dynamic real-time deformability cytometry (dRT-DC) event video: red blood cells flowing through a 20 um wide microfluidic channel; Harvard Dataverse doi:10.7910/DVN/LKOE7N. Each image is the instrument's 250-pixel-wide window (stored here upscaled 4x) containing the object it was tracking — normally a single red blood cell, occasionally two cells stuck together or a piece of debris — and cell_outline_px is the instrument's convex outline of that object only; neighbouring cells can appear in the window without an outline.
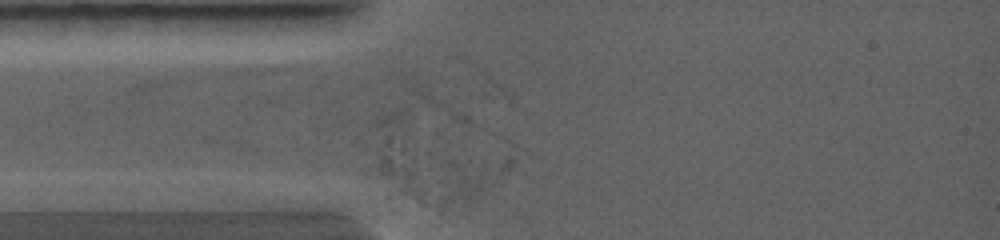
{"species": "common noctule bat (a hibernating species)", "species_latin": "Nyctalus noctula", "temperature_condition": "warm", "stored_images_in_passage": 29, "camera_frame_rate_fps": 5000, "um_per_image_px": 0.085, "animal": {"sex": "female", "body_mass_g": 19.0, "forearm_length_mm": 56.7}, "frame": {"image": 1, "passage_image": 2, "time_ms": 0.4, "image_size_px": [1000, 240], "cell_outline_px": [[480, 188], [468, 196], [440, 212], [420, 204], [372, 168], [376, 152], [384, 140], [388, 140], [404, 144], [452, 160], [480, 184]], "centroid_in_image_um": [36.04, 14.9], "position_along_channel_um": 49.0, "area_um2": 31.44}}